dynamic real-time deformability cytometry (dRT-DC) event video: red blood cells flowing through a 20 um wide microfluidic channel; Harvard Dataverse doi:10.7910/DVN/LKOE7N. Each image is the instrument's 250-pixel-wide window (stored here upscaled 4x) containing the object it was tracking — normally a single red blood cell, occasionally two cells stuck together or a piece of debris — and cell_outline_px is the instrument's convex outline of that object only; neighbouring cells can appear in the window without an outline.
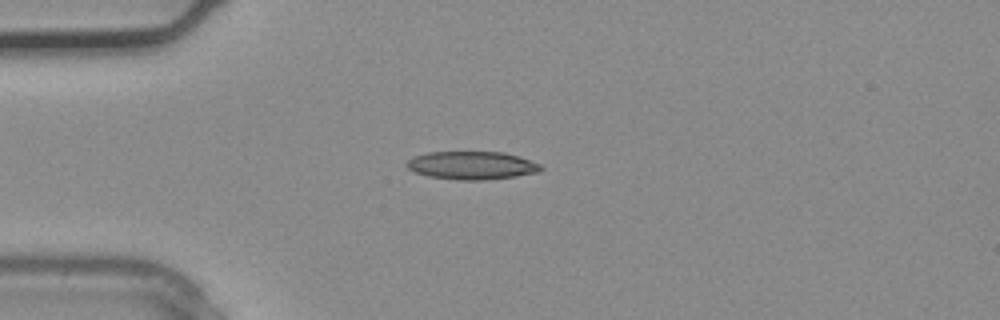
{"species": "common noctule bat (a hibernating species)", "species_latin": "Nyctalus noctula", "temperature_condition": "warm", "stored_images_in_passage": 1, "camera_frame_rate_fps": 3000, "um_per_image_px": 0.085, "animal": {"sex": "male", "body_mass_g": 20.4}, "frame": {"image": 1, "passage_image": 1, "time_ms": 0.0, "image_size_px": [1000, 320], "cell_outline_px": [[544, 168], [540, 172], [516, 176], [488, 180], [460, 180], [428, 176], [416, 172], [408, 168], [404, 164], [408, 160], [416, 156], [428, 152], [504, 152], [520, 156], [540, 164]], "centroid_in_image_um": [40.15, 14.06], "position_along_channel_um": 44.8, "area_um2": 22.02}}